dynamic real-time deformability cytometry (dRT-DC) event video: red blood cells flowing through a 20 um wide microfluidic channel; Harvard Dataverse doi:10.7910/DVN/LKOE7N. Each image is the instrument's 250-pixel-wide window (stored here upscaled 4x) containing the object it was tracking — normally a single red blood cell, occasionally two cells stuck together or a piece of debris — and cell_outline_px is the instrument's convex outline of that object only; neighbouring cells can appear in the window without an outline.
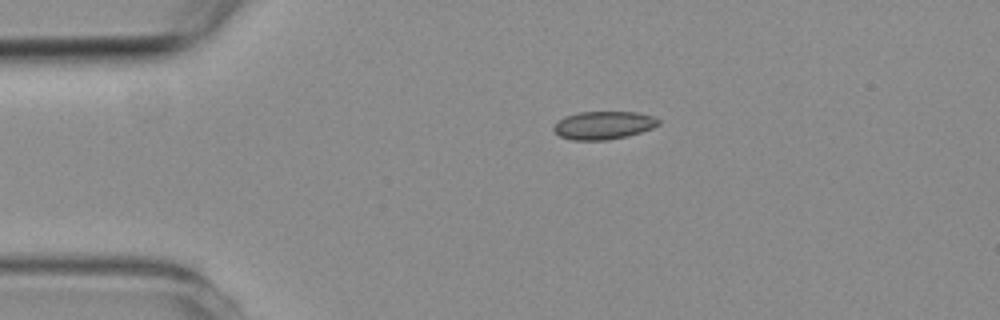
{"species": "common noctule bat (a hibernating species)", "species_latin": "Nyctalus noctula", "temperature_condition": "room temperature", "stored_images_in_passage": 3, "camera_frame_rate_fps": 3000, "um_per_image_px": 0.085, "animal": {"sex": "female", "body_mass_g": 19.3, "forearm_length_mm": 54.1}, "frame": {"image": 1, "passage_image": 3, "time_ms": 2.0, "image_size_px": [1000, 320], "cell_outline_px": [[660, 124], [652, 128], [628, 136], [608, 140], [572, 140], [560, 136], [552, 128], [564, 116], [576, 112], [636, 112], [652, 116], [660, 120]], "centroid_in_image_um": [51.3, 10.64], "position_along_channel_um": 33.7, "area_um2": 17.11}}